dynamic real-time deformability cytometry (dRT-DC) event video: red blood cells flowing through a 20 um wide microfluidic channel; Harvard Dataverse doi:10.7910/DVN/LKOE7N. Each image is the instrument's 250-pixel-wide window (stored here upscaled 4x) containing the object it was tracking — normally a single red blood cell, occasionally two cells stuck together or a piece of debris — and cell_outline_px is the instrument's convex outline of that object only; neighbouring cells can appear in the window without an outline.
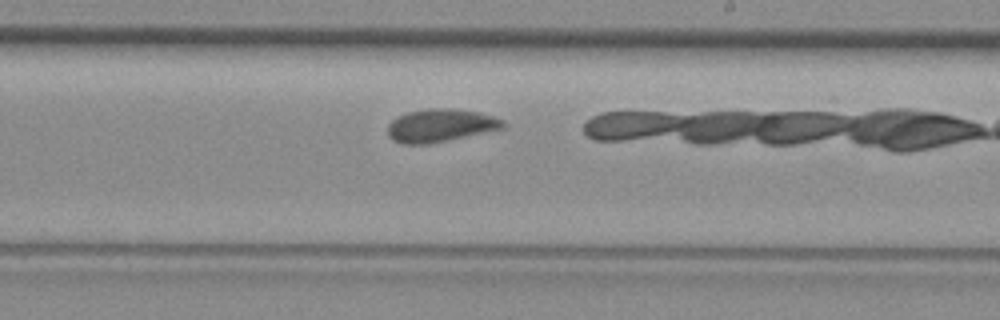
{"species": "common noctule bat (a hibernating species)", "species_latin": "Nyctalus noctula", "temperature_condition": "room temperature", "stored_images_in_passage": 23, "camera_frame_rate_fps": 3000, "um_per_image_px": 0.085, "animal": {"sex": "female", "body_mass_g": 29.2, "forearm_length_mm": 56.3}, "frame": {"image": 1, "passage_image": 14, "time_ms": 4.333, "image_size_px": [1000, 320], "cell_outline_px": [[508, 124], [504, 128], [448, 140], [428, 144], [400, 144], [392, 140], [388, 136], [388, 124], [396, 116], [408, 112], [428, 108], [448, 108], [480, 112], [504, 120]], "centroid_in_image_um": [37.42, 10.66], "position_along_channel_um": 251.6, "area_um2": 22.31}}